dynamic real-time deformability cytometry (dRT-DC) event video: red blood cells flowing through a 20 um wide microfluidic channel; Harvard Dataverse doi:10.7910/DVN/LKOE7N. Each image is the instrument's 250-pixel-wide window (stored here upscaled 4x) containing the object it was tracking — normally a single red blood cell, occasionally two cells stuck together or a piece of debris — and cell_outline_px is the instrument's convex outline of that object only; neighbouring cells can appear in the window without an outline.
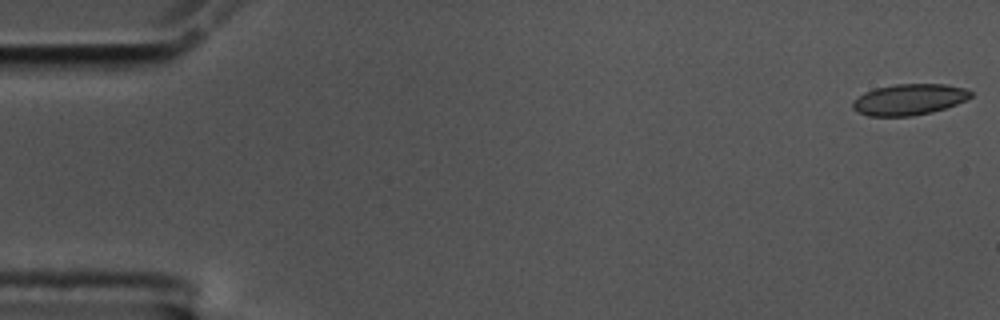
{"species": "common noctule bat (a hibernating species)", "species_latin": "Nyctalus noctula", "temperature_condition": "cold", "stored_images_in_passage": 57, "camera_frame_rate_fps": 3000, "um_per_image_px": 0.085, "animal": {"sex": "male", "body_mass_g": 17.5, "forearm_length_mm": 52.3}, "frame": {"image": 1, "passage_image": 1, "time_ms": 0.0, "image_size_px": [1000, 320], "cell_outline_px": [[972, 96], [956, 104], [932, 112], [912, 116], [868, 116], [856, 112], [852, 108], [852, 100], [864, 92], [876, 88], [896, 84], [944, 84], [964, 88], [972, 92]], "centroid_in_image_um": [77.22, 8.46], "position_along_channel_um": 7.8, "area_um2": 21.39}}
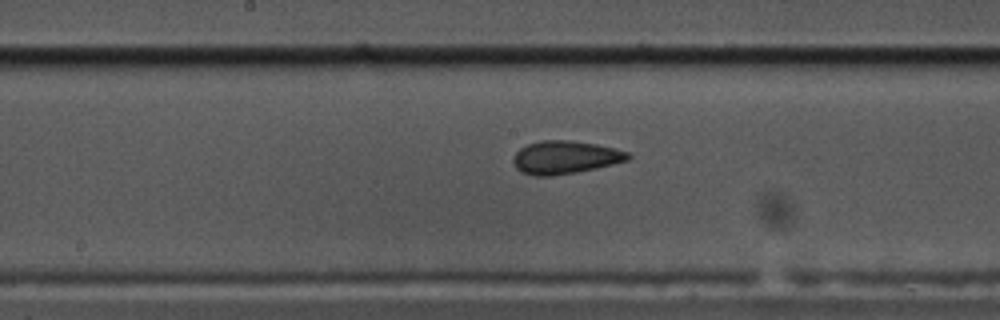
{"frame": {"image": 2, "passage_image": 29, "time_ms": 9.333, "image_size_px": [1000, 320], "cell_outline_px": [[632, 156], [628, 160], [596, 168], [576, 172], [552, 176], [532, 176], [520, 172], [516, 168], [512, 160], [516, 152], [520, 148], [528, 144], [544, 140], [568, 140], [596, 144], [616, 148], [628, 152]], "centroid_in_image_um": [48.02, 13.38], "position_along_channel_um": 200.2, "area_um2": 22.14}}
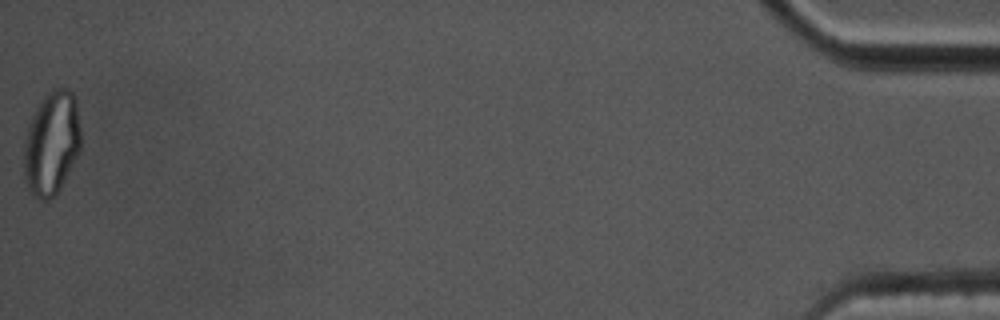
{"frame": {"image": 3, "passage_image": 57, "time_ms": 18.667, "image_size_px": [1000, 320], "cell_outline_px": [[80, 152], [60, 188], [48, 200], [40, 200], [28, 192], [24, 180], [24, 140], [28, 124], [36, 108], [44, 96], [52, 88], [68, 88], [76, 96], [80, 128]], "centroid_in_image_um": [4.38, 12.16], "position_along_channel_um": 430.8, "area_um2": 34.85}, "authors_computed_cell_mechanics": {"area_um2": 21.9062, "velocity_mm_per_s": 3.5237, "shape_relaxation_time_tau1_ms": 8.7846, "shape_relaxation_time_tau2_ms": 2.0206, "deformation_change_tau1": 0.1645, "deformation_change_tau2": 0.0683}}